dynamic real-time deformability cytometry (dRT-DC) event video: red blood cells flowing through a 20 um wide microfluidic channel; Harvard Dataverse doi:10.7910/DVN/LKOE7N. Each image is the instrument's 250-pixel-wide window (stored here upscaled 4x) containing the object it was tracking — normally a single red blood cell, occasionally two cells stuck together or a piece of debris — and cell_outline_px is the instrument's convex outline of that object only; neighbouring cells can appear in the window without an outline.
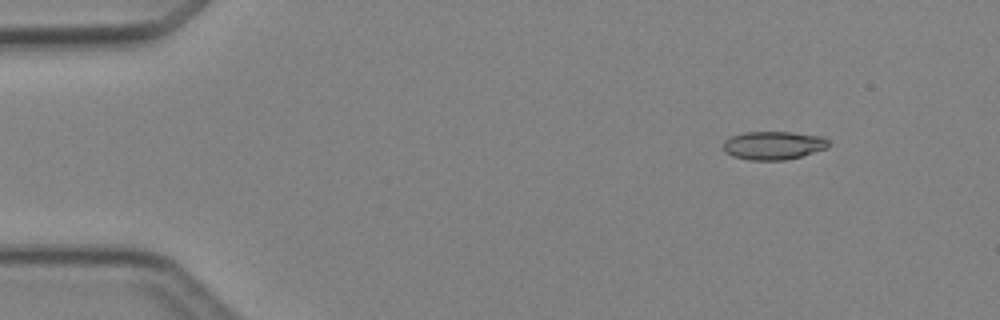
{"species": "Egyptian fruit bat (a non-hibernating species)", "species_latin": "Rousettus aegyptiacus", "temperature_condition": "cold", "stored_images_in_passage": 3, "camera_frame_rate_fps": 3000, "um_per_image_px": 0.085, "animal": {"sex": "female"}, "frame": {"image": 1, "passage_image": 1, "time_ms": 0.0, "image_size_px": [1000, 320], "cell_outline_px": [[828, 148], [800, 156], [784, 160], [752, 160], [732, 156], [724, 152], [720, 148], [724, 140], [732, 136], [744, 132], [792, 132], [824, 136], [828, 140]], "centroid_in_image_um": [65.7, 12.35], "position_along_channel_um": 19.3, "area_um2": 17.57}}